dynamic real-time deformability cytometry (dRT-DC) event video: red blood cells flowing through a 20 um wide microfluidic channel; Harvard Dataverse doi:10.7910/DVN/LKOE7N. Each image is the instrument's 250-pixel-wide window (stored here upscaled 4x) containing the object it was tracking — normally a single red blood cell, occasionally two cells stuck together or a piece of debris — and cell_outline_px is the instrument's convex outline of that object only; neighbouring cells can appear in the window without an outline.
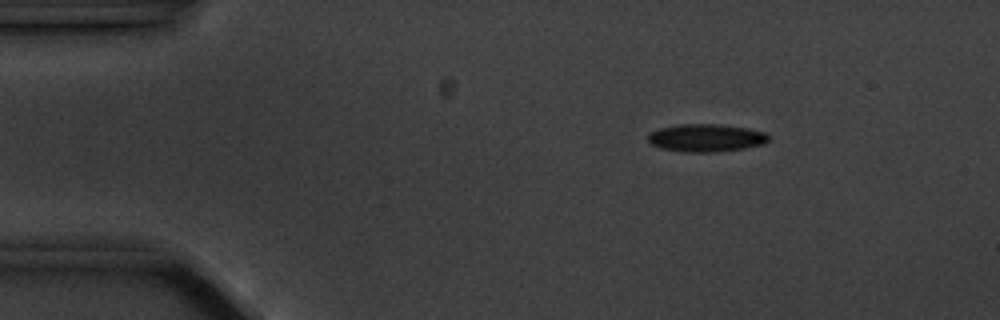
{"species": "common noctule bat (a hibernating species)", "species_latin": "Nyctalus noctula", "temperature_condition": "cold", "stored_images_in_passage": 5, "camera_frame_rate_fps": 3000, "um_per_image_px": 0.085, "animal": {"sex": "male", "body_mass_g": 20.1, "forearm_length_mm": 53.5}, "frame": {"image": 1, "passage_image": 3, "time_ms": 2.333, "image_size_px": [1000, 320], "cell_outline_px": [[768, 140], [764, 144], [744, 148], [712, 152], [684, 152], [660, 148], [652, 144], [648, 140], [648, 136], [652, 132], [660, 128], [680, 124], [720, 124], [748, 128], [764, 132], [768, 136]], "centroid_in_image_um": [60.02, 11.72], "position_along_channel_um": 25.0, "area_um2": 19.36}}